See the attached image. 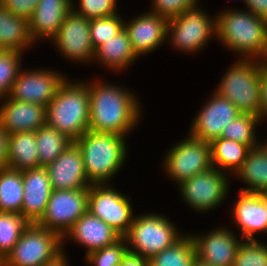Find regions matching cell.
I'll use <instances>...</instances> for the list:
<instances>
[{
  "label": "cell",
  "instance_id": "obj_1",
  "mask_svg": "<svg viewBox=\"0 0 267 266\" xmlns=\"http://www.w3.org/2000/svg\"><path fill=\"white\" fill-rule=\"evenodd\" d=\"M103 82L89 84V130L126 136L138 123L139 102L134 93Z\"/></svg>",
  "mask_w": 267,
  "mask_h": 266
},
{
  "label": "cell",
  "instance_id": "obj_2",
  "mask_svg": "<svg viewBox=\"0 0 267 266\" xmlns=\"http://www.w3.org/2000/svg\"><path fill=\"white\" fill-rule=\"evenodd\" d=\"M215 19V37L232 52L240 53L241 59L267 57V20L235 9L226 10Z\"/></svg>",
  "mask_w": 267,
  "mask_h": 266
},
{
  "label": "cell",
  "instance_id": "obj_3",
  "mask_svg": "<svg viewBox=\"0 0 267 266\" xmlns=\"http://www.w3.org/2000/svg\"><path fill=\"white\" fill-rule=\"evenodd\" d=\"M67 80L46 106V124L75 142L89 130V83Z\"/></svg>",
  "mask_w": 267,
  "mask_h": 266
},
{
  "label": "cell",
  "instance_id": "obj_4",
  "mask_svg": "<svg viewBox=\"0 0 267 266\" xmlns=\"http://www.w3.org/2000/svg\"><path fill=\"white\" fill-rule=\"evenodd\" d=\"M126 136L87 130L75 143L83 156L92 184H106L121 169L127 156Z\"/></svg>",
  "mask_w": 267,
  "mask_h": 266
},
{
  "label": "cell",
  "instance_id": "obj_5",
  "mask_svg": "<svg viewBox=\"0 0 267 266\" xmlns=\"http://www.w3.org/2000/svg\"><path fill=\"white\" fill-rule=\"evenodd\" d=\"M230 100L241 113L261 114L260 60L238 59L215 90Z\"/></svg>",
  "mask_w": 267,
  "mask_h": 266
},
{
  "label": "cell",
  "instance_id": "obj_6",
  "mask_svg": "<svg viewBox=\"0 0 267 266\" xmlns=\"http://www.w3.org/2000/svg\"><path fill=\"white\" fill-rule=\"evenodd\" d=\"M163 215L134 216L129 231L124 236L128 251L147 258L172 246L183 234ZM130 244V247H129Z\"/></svg>",
  "mask_w": 267,
  "mask_h": 266
},
{
  "label": "cell",
  "instance_id": "obj_7",
  "mask_svg": "<svg viewBox=\"0 0 267 266\" xmlns=\"http://www.w3.org/2000/svg\"><path fill=\"white\" fill-rule=\"evenodd\" d=\"M63 238L56 232L30 224L1 266H43L63 252Z\"/></svg>",
  "mask_w": 267,
  "mask_h": 266
},
{
  "label": "cell",
  "instance_id": "obj_8",
  "mask_svg": "<svg viewBox=\"0 0 267 266\" xmlns=\"http://www.w3.org/2000/svg\"><path fill=\"white\" fill-rule=\"evenodd\" d=\"M214 36H216V19L209 18V15L198 8V4L185 9L168 23L167 38L169 37L171 43L180 49L179 51L197 52Z\"/></svg>",
  "mask_w": 267,
  "mask_h": 266
},
{
  "label": "cell",
  "instance_id": "obj_9",
  "mask_svg": "<svg viewBox=\"0 0 267 266\" xmlns=\"http://www.w3.org/2000/svg\"><path fill=\"white\" fill-rule=\"evenodd\" d=\"M163 165L171 179L181 184L184 180L213 167L210 142L194 138L189 134L186 139L167 151Z\"/></svg>",
  "mask_w": 267,
  "mask_h": 266
},
{
  "label": "cell",
  "instance_id": "obj_10",
  "mask_svg": "<svg viewBox=\"0 0 267 266\" xmlns=\"http://www.w3.org/2000/svg\"><path fill=\"white\" fill-rule=\"evenodd\" d=\"M108 185L92 184L90 186L88 211L124 237L135 216L130 203L131 198Z\"/></svg>",
  "mask_w": 267,
  "mask_h": 266
},
{
  "label": "cell",
  "instance_id": "obj_11",
  "mask_svg": "<svg viewBox=\"0 0 267 266\" xmlns=\"http://www.w3.org/2000/svg\"><path fill=\"white\" fill-rule=\"evenodd\" d=\"M89 188L52 190L45 213L37 223L62 238L88 211Z\"/></svg>",
  "mask_w": 267,
  "mask_h": 266
},
{
  "label": "cell",
  "instance_id": "obj_12",
  "mask_svg": "<svg viewBox=\"0 0 267 266\" xmlns=\"http://www.w3.org/2000/svg\"><path fill=\"white\" fill-rule=\"evenodd\" d=\"M227 174L215 167L184 180L180 192L187 204L196 211H208L225 199L229 190Z\"/></svg>",
  "mask_w": 267,
  "mask_h": 266
},
{
  "label": "cell",
  "instance_id": "obj_13",
  "mask_svg": "<svg viewBox=\"0 0 267 266\" xmlns=\"http://www.w3.org/2000/svg\"><path fill=\"white\" fill-rule=\"evenodd\" d=\"M52 41L67 59L79 62H91L94 59L90 19L73 10L68 13Z\"/></svg>",
  "mask_w": 267,
  "mask_h": 266
},
{
  "label": "cell",
  "instance_id": "obj_14",
  "mask_svg": "<svg viewBox=\"0 0 267 266\" xmlns=\"http://www.w3.org/2000/svg\"><path fill=\"white\" fill-rule=\"evenodd\" d=\"M66 76L54 70H20L9 97L13 100L47 106L55 97Z\"/></svg>",
  "mask_w": 267,
  "mask_h": 266
},
{
  "label": "cell",
  "instance_id": "obj_15",
  "mask_svg": "<svg viewBox=\"0 0 267 266\" xmlns=\"http://www.w3.org/2000/svg\"><path fill=\"white\" fill-rule=\"evenodd\" d=\"M205 104L195 117L189 134L205 142H211L219 138L224 127L241 112L230 100L216 92Z\"/></svg>",
  "mask_w": 267,
  "mask_h": 266
},
{
  "label": "cell",
  "instance_id": "obj_16",
  "mask_svg": "<svg viewBox=\"0 0 267 266\" xmlns=\"http://www.w3.org/2000/svg\"><path fill=\"white\" fill-rule=\"evenodd\" d=\"M52 190L90 188L80 148L72 142L47 167Z\"/></svg>",
  "mask_w": 267,
  "mask_h": 266
},
{
  "label": "cell",
  "instance_id": "obj_17",
  "mask_svg": "<svg viewBox=\"0 0 267 266\" xmlns=\"http://www.w3.org/2000/svg\"><path fill=\"white\" fill-rule=\"evenodd\" d=\"M227 228H215L205 235H191L196 257L212 266H233L241 244L235 234Z\"/></svg>",
  "mask_w": 267,
  "mask_h": 266
},
{
  "label": "cell",
  "instance_id": "obj_18",
  "mask_svg": "<svg viewBox=\"0 0 267 266\" xmlns=\"http://www.w3.org/2000/svg\"><path fill=\"white\" fill-rule=\"evenodd\" d=\"M23 202L21 214L30 223H38L43 217L51 196L52 187L46 167L22 171Z\"/></svg>",
  "mask_w": 267,
  "mask_h": 266
},
{
  "label": "cell",
  "instance_id": "obj_19",
  "mask_svg": "<svg viewBox=\"0 0 267 266\" xmlns=\"http://www.w3.org/2000/svg\"><path fill=\"white\" fill-rule=\"evenodd\" d=\"M169 20L152 12L137 16L129 23L124 22L133 51L140 55L150 53L167 39Z\"/></svg>",
  "mask_w": 267,
  "mask_h": 266
},
{
  "label": "cell",
  "instance_id": "obj_20",
  "mask_svg": "<svg viewBox=\"0 0 267 266\" xmlns=\"http://www.w3.org/2000/svg\"><path fill=\"white\" fill-rule=\"evenodd\" d=\"M0 107V126L8 133L35 132L46 125V106L7 96Z\"/></svg>",
  "mask_w": 267,
  "mask_h": 266
},
{
  "label": "cell",
  "instance_id": "obj_21",
  "mask_svg": "<svg viewBox=\"0 0 267 266\" xmlns=\"http://www.w3.org/2000/svg\"><path fill=\"white\" fill-rule=\"evenodd\" d=\"M73 239L76 243L88 248L86 255L109 246L118 241L121 236L109 225L89 211L83 214L65 234L64 239Z\"/></svg>",
  "mask_w": 267,
  "mask_h": 266
},
{
  "label": "cell",
  "instance_id": "obj_22",
  "mask_svg": "<svg viewBox=\"0 0 267 266\" xmlns=\"http://www.w3.org/2000/svg\"><path fill=\"white\" fill-rule=\"evenodd\" d=\"M72 3V0H39L28 20L29 33L33 41L42 37L52 39L72 10Z\"/></svg>",
  "mask_w": 267,
  "mask_h": 266
},
{
  "label": "cell",
  "instance_id": "obj_23",
  "mask_svg": "<svg viewBox=\"0 0 267 266\" xmlns=\"http://www.w3.org/2000/svg\"><path fill=\"white\" fill-rule=\"evenodd\" d=\"M232 213L233 219L242 231V241L256 240L254 234L258 232L267 233V210L259 193L239 191V198Z\"/></svg>",
  "mask_w": 267,
  "mask_h": 266
},
{
  "label": "cell",
  "instance_id": "obj_24",
  "mask_svg": "<svg viewBox=\"0 0 267 266\" xmlns=\"http://www.w3.org/2000/svg\"><path fill=\"white\" fill-rule=\"evenodd\" d=\"M138 56L133 51L128 32L123 29L116 36L100 45L94 53V61H100L111 70L126 69Z\"/></svg>",
  "mask_w": 267,
  "mask_h": 266
},
{
  "label": "cell",
  "instance_id": "obj_25",
  "mask_svg": "<svg viewBox=\"0 0 267 266\" xmlns=\"http://www.w3.org/2000/svg\"><path fill=\"white\" fill-rule=\"evenodd\" d=\"M248 186L240 191L267 192V142L251 148L241 167L235 172Z\"/></svg>",
  "mask_w": 267,
  "mask_h": 266
},
{
  "label": "cell",
  "instance_id": "obj_26",
  "mask_svg": "<svg viewBox=\"0 0 267 266\" xmlns=\"http://www.w3.org/2000/svg\"><path fill=\"white\" fill-rule=\"evenodd\" d=\"M33 42L28 20L13 15L0 3V50L23 53Z\"/></svg>",
  "mask_w": 267,
  "mask_h": 266
},
{
  "label": "cell",
  "instance_id": "obj_27",
  "mask_svg": "<svg viewBox=\"0 0 267 266\" xmlns=\"http://www.w3.org/2000/svg\"><path fill=\"white\" fill-rule=\"evenodd\" d=\"M35 132L9 134L6 167L23 171L38 168L39 157Z\"/></svg>",
  "mask_w": 267,
  "mask_h": 266
},
{
  "label": "cell",
  "instance_id": "obj_28",
  "mask_svg": "<svg viewBox=\"0 0 267 266\" xmlns=\"http://www.w3.org/2000/svg\"><path fill=\"white\" fill-rule=\"evenodd\" d=\"M210 150L213 167L223 172L228 169L235 173L244 163L251 148L243 143L219 137L210 142Z\"/></svg>",
  "mask_w": 267,
  "mask_h": 266
},
{
  "label": "cell",
  "instance_id": "obj_29",
  "mask_svg": "<svg viewBox=\"0 0 267 266\" xmlns=\"http://www.w3.org/2000/svg\"><path fill=\"white\" fill-rule=\"evenodd\" d=\"M22 202V171L0 168V212L21 214Z\"/></svg>",
  "mask_w": 267,
  "mask_h": 266
},
{
  "label": "cell",
  "instance_id": "obj_30",
  "mask_svg": "<svg viewBox=\"0 0 267 266\" xmlns=\"http://www.w3.org/2000/svg\"><path fill=\"white\" fill-rule=\"evenodd\" d=\"M39 167H47L73 142L53 127L41 126L35 131Z\"/></svg>",
  "mask_w": 267,
  "mask_h": 266
},
{
  "label": "cell",
  "instance_id": "obj_31",
  "mask_svg": "<svg viewBox=\"0 0 267 266\" xmlns=\"http://www.w3.org/2000/svg\"><path fill=\"white\" fill-rule=\"evenodd\" d=\"M195 258L194 240L191 235H183L172 246L152 256L148 266H192Z\"/></svg>",
  "mask_w": 267,
  "mask_h": 266
},
{
  "label": "cell",
  "instance_id": "obj_32",
  "mask_svg": "<svg viewBox=\"0 0 267 266\" xmlns=\"http://www.w3.org/2000/svg\"><path fill=\"white\" fill-rule=\"evenodd\" d=\"M259 122H261L259 116L241 113L224 127L220 137L243 143L250 148L257 147L260 144L257 143L255 127Z\"/></svg>",
  "mask_w": 267,
  "mask_h": 266
},
{
  "label": "cell",
  "instance_id": "obj_33",
  "mask_svg": "<svg viewBox=\"0 0 267 266\" xmlns=\"http://www.w3.org/2000/svg\"><path fill=\"white\" fill-rule=\"evenodd\" d=\"M29 225L20 213L0 212V261L11 251Z\"/></svg>",
  "mask_w": 267,
  "mask_h": 266
},
{
  "label": "cell",
  "instance_id": "obj_34",
  "mask_svg": "<svg viewBox=\"0 0 267 266\" xmlns=\"http://www.w3.org/2000/svg\"><path fill=\"white\" fill-rule=\"evenodd\" d=\"M23 53L13 50H0V98L9 96L21 67Z\"/></svg>",
  "mask_w": 267,
  "mask_h": 266
},
{
  "label": "cell",
  "instance_id": "obj_35",
  "mask_svg": "<svg viewBox=\"0 0 267 266\" xmlns=\"http://www.w3.org/2000/svg\"><path fill=\"white\" fill-rule=\"evenodd\" d=\"M123 29L124 21L118 13L110 17L90 19V36L94 50L116 36Z\"/></svg>",
  "mask_w": 267,
  "mask_h": 266
},
{
  "label": "cell",
  "instance_id": "obj_36",
  "mask_svg": "<svg viewBox=\"0 0 267 266\" xmlns=\"http://www.w3.org/2000/svg\"><path fill=\"white\" fill-rule=\"evenodd\" d=\"M233 266H267V244L258 240L241 242Z\"/></svg>",
  "mask_w": 267,
  "mask_h": 266
},
{
  "label": "cell",
  "instance_id": "obj_37",
  "mask_svg": "<svg viewBox=\"0 0 267 266\" xmlns=\"http://www.w3.org/2000/svg\"><path fill=\"white\" fill-rule=\"evenodd\" d=\"M127 251L126 240L124 237H121L114 244L105 246L104 248L86 255L85 260L95 266H120L122 258Z\"/></svg>",
  "mask_w": 267,
  "mask_h": 266
},
{
  "label": "cell",
  "instance_id": "obj_38",
  "mask_svg": "<svg viewBox=\"0 0 267 266\" xmlns=\"http://www.w3.org/2000/svg\"><path fill=\"white\" fill-rule=\"evenodd\" d=\"M79 8L72 10L84 18H103L117 14V0H79ZM74 7V8H73Z\"/></svg>",
  "mask_w": 267,
  "mask_h": 266
},
{
  "label": "cell",
  "instance_id": "obj_39",
  "mask_svg": "<svg viewBox=\"0 0 267 266\" xmlns=\"http://www.w3.org/2000/svg\"><path fill=\"white\" fill-rule=\"evenodd\" d=\"M152 13L160 15L167 20L180 15L185 9L198 4V0H152Z\"/></svg>",
  "mask_w": 267,
  "mask_h": 266
},
{
  "label": "cell",
  "instance_id": "obj_40",
  "mask_svg": "<svg viewBox=\"0 0 267 266\" xmlns=\"http://www.w3.org/2000/svg\"><path fill=\"white\" fill-rule=\"evenodd\" d=\"M39 0H0L4 8L15 16L29 20Z\"/></svg>",
  "mask_w": 267,
  "mask_h": 266
},
{
  "label": "cell",
  "instance_id": "obj_41",
  "mask_svg": "<svg viewBox=\"0 0 267 266\" xmlns=\"http://www.w3.org/2000/svg\"><path fill=\"white\" fill-rule=\"evenodd\" d=\"M260 77H261V114L260 118H267V57L260 60Z\"/></svg>",
  "mask_w": 267,
  "mask_h": 266
},
{
  "label": "cell",
  "instance_id": "obj_42",
  "mask_svg": "<svg viewBox=\"0 0 267 266\" xmlns=\"http://www.w3.org/2000/svg\"><path fill=\"white\" fill-rule=\"evenodd\" d=\"M244 3L250 13L267 20V0H244Z\"/></svg>",
  "mask_w": 267,
  "mask_h": 266
},
{
  "label": "cell",
  "instance_id": "obj_43",
  "mask_svg": "<svg viewBox=\"0 0 267 266\" xmlns=\"http://www.w3.org/2000/svg\"><path fill=\"white\" fill-rule=\"evenodd\" d=\"M120 266H148V259L127 251L122 258Z\"/></svg>",
  "mask_w": 267,
  "mask_h": 266
},
{
  "label": "cell",
  "instance_id": "obj_44",
  "mask_svg": "<svg viewBox=\"0 0 267 266\" xmlns=\"http://www.w3.org/2000/svg\"><path fill=\"white\" fill-rule=\"evenodd\" d=\"M9 134L0 126V168L6 167Z\"/></svg>",
  "mask_w": 267,
  "mask_h": 266
},
{
  "label": "cell",
  "instance_id": "obj_45",
  "mask_svg": "<svg viewBox=\"0 0 267 266\" xmlns=\"http://www.w3.org/2000/svg\"><path fill=\"white\" fill-rule=\"evenodd\" d=\"M66 255L64 254V251L58 255L56 258H54L52 261L45 263L43 266H68Z\"/></svg>",
  "mask_w": 267,
  "mask_h": 266
},
{
  "label": "cell",
  "instance_id": "obj_46",
  "mask_svg": "<svg viewBox=\"0 0 267 266\" xmlns=\"http://www.w3.org/2000/svg\"><path fill=\"white\" fill-rule=\"evenodd\" d=\"M192 266H212V265H209L208 263L196 257L192 263Z\"/></svg>",
  "mask_w": 267,
  "mask_h": 266
},
{
  "label": "cell",
  "instance_id": "obj_47",
  "mask_svg": "<svg viewBox=\"0 0 267 266\" xmlns=\"http://www.w3.org/2000/svg\"><path fill=\"white\" fill-rule=\"evenodd\" d=\"M259 197H260V199H261L264 207L267 210V192H261V193H259Z\"/></svg>",
  "mask_w": 267,
  "mask_h": 266
}]
</instances>
